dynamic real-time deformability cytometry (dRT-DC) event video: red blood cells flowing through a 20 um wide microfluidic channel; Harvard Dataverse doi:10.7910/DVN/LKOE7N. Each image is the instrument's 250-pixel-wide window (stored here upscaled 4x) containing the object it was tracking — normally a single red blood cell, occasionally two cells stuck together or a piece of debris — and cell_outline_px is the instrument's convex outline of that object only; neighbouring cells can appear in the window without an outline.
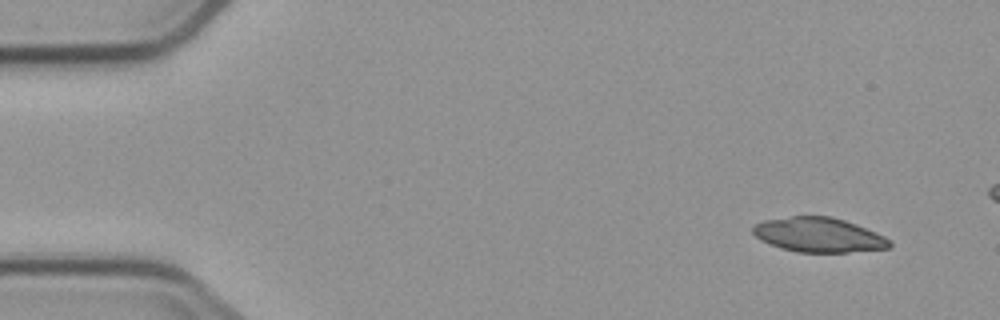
{"species": "common noctule bat (a hibernating species)", "species_latin": "Nyctalus noctula", "temperature_condition": "cold", "stored_images_in_passage": 4, "camera_frame_rate_fps": 3000, "um_per_image_px": 0.085, "animal": {"sex": "male", "body_mass_g": 23.1, "forearm_length_mm": 52.7}, "frame": {"image": 1, "passage_image": 1, "time_ms": 0.0, "image_size_px": [1000, 320], "cell_outline_px": [[892, 248], [848, 252], [796, 252], [780, 248], [760, 240], [752, 232], [752, 224], [764, 220], [792, 216], [832, 216], [856, 224], [876, 232], [892, 240]], "centroid_in_image_um": [69.59, 19.96], "position_along_channel_um": 15.4, "area_um2": 27.8}}